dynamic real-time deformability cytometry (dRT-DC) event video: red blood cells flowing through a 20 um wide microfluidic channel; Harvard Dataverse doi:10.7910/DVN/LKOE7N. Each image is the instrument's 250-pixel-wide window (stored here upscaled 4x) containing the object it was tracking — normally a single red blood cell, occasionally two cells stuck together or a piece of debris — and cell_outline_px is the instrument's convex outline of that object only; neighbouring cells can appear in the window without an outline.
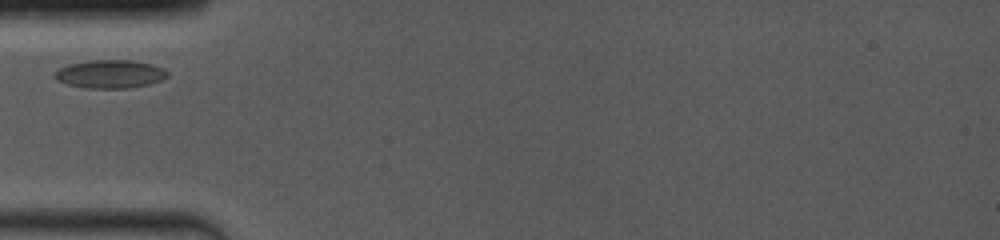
{"species": "common noctule bat (a hibernating species)", "species_latin": "Nyctalus noctula", "temperature_condition": "room temperature", "stored_images_in_passage": 15, "camera_frame_rate_fps": 4000, "um_per_image_px": 0.085, "animal": {"sex": "female", "body_mass_g": 19.0, "forearm_length_mm": 53.3}, "frame": {"image": 1, "passage_image": 1, "time_ms": 0.0, "image_size_px": [1000, 240], "cell_outline_px": [[168, 76], [160, 80], [148, 84], [128, 88], [84, 88], [68, 84], [56, 80], [52, 76], [52, 72], [68, 64], [92, 60], [132, 60], [152, 64], [164, 68], [168, 72]], "centroid_in_image_um": [9.32, 6.29], "position_along_channel_um": 75.7, "area_um2": 18.67}}
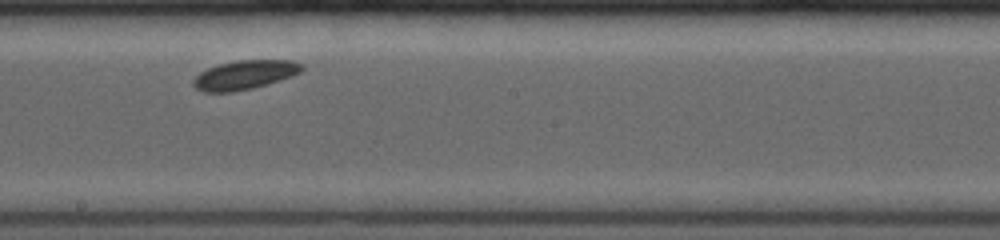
{"frame": {"image": 2, "passage_image": 8, "time_ms": 4.0, "image_size_px": [1000, 240], "cell_outline_px": [[304, 68], [300, 72], [292, 76], [280, 80], [252, 88], [232, 92], [204, 92], [196, 88], [192, 84], [192, 80], [200, 72], [208, 68], [220, 64], [236, 60], [292, 60], [304, 64]], "centroid_in_image_um": [20.8, 6.36], "position_along_channel_um": 227.4, "area_um2": 18.38}}
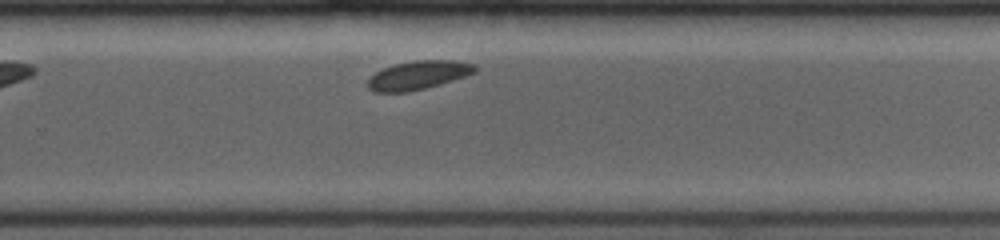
{"frame": {"image": 3, "passage_image": 12, "time_ms": 5.75, "image_size_px": [1000, 240], "cell_outline_px": [[476, 72], [440, 84], [408, 92], [372, 92], [368, 88], [368, 80], [376, 72], [384, 68], [396, 64], [416, 60], [456, 60], [476, 64]], "centroid_in_image_um": [35.56, 6.39], "position_along_channel_um": 294.2, "area_um2": 17.74}}